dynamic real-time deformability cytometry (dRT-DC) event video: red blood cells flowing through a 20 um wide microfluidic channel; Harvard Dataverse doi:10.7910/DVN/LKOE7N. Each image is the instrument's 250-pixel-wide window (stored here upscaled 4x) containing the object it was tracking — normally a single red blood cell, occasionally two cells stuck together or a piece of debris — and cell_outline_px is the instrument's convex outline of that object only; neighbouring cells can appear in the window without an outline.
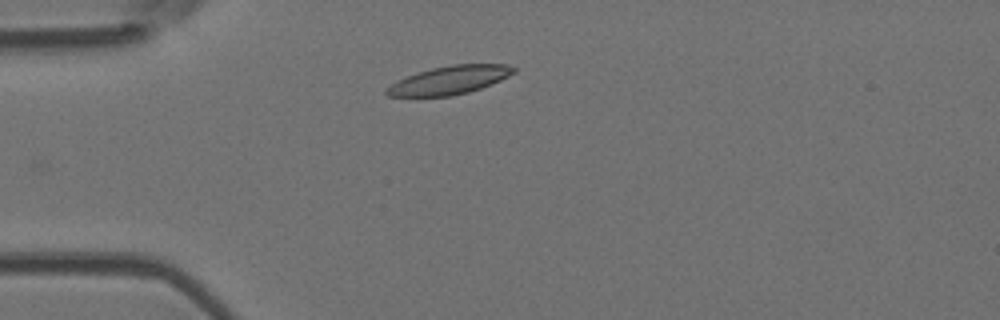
{"species": "Egyptian fruit bat (a non-hibernating species)", "species_latin": "Rousettus aegyptiacus", "temperature_condition": "room temperature", "stored_images_in_passage": 2, "camera_frame_rate_fps": 3000, "um_per_image_px": 0.085, "animal": {"sex": "female"}, "frame": {"image": 1, "passage_image": 2, "time_ms": 1.333, "image_size_px": [1000, 320], "cell_outline_px": [[516, 72], [492, 84], [468, 92], [452, 96], [388, 96], [384, 92], [392, 84], [408, 76], [432, 68], [452, 64], [508, 64], [516, 68]], "centroid_in_image_um": [38.27, 6.8], "position_along_channel_um": 46.7, "area_um2": 20.69}}